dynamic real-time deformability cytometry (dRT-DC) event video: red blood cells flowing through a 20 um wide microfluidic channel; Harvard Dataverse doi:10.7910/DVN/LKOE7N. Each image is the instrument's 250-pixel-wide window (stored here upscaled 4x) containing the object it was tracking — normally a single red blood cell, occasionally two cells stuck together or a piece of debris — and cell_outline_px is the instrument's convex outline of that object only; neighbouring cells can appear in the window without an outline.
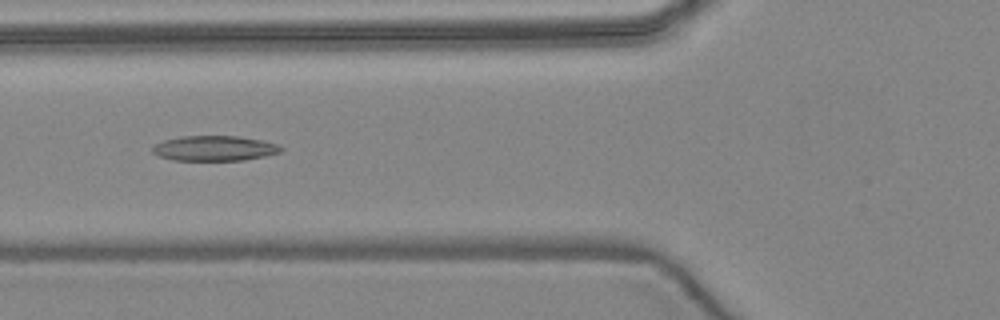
{"species": "common noctule bat (a hibernating species)", "species_latin": "Nyctalus noctula", "temperature_condition": "warm", "stored_images_in_passage": 5, "camera_frame_rate_fps": 3000, "um_per_image_px": 0.085, "animal": {"sex": "female", "body_mass_g": 24.6, "forearm_length_mm": 56.2}, "frame": {"image": 1, "passage_image": 5, "time_ms": 5.667, "image_size_px": [1000, 320], "cell_outline_px": [[284, 148], [280, 152], [264, 156], [244, 160], [172, 160], [156, 156], [152, 152], [152, 144], [164, 140], [180, 136], [236, 136], [264, 140], [280, 144]], "centroid_in_image_um": [18.21, 12.6], "position_along_channel_um": 107.6, "area_um2": 19.07}}